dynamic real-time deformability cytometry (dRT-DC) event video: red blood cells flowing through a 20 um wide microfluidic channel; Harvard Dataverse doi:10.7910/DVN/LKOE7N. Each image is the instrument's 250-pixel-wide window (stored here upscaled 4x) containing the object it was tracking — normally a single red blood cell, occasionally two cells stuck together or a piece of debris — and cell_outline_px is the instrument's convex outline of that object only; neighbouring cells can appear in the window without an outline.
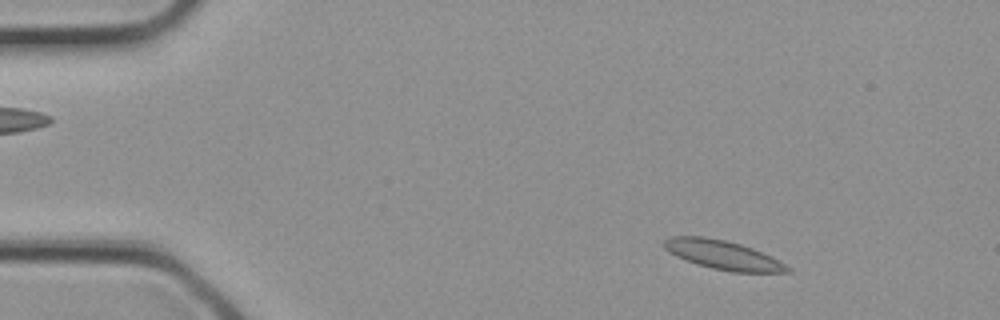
{"species": "common noctule bat (a hibernating species)", "species_latin": "Nyctalus noctula", "temperature_condition": "cold", "stored_images_in_passage": 14, "camera_frame_rate_fps": 3000, "um_per_image_px": 0.085, "animal": {"sex": "female", "body_mass_g": 21.9}, "frame": {"image": 1, "passage_image": 3, "time_ms": 0.667, "image_size_px": [1000, 320], "cell_outline_px": [[792, 272], [732, 272], [712, 268], [696, 264], [676, 256], [664, 248], [664, 240], [672, 236], [704, 236], [724, 240], [740, 244], [752, 248], [792, 268]], "centroid_in_image_um": [61.42, 21.67], "position_along_channel_um": 23.6, "area_um2": 20.52}}
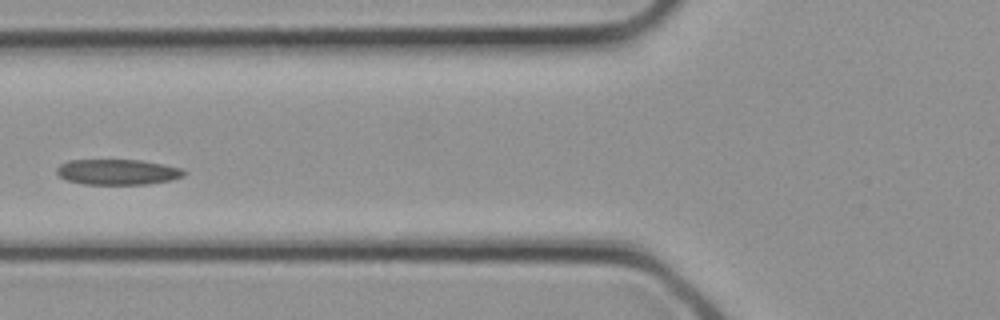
{"frame": {"image": 2, "passage_image": 11, "time_ms": 3.333, "image_size_px": [1000, 320], "cell_outline_px": [[188, 172], [184, 176], [172, 180], [148, 184], [84, 184], [68, 180], [60, 176], [56, 172], [56, 168], [60, 164], [68, 160], [140, 160], [180, 168]], "centroid_in_image_um": [10.0, 14.62], "position_along_channel_um": 115.8, "area_um2": 18.84}}
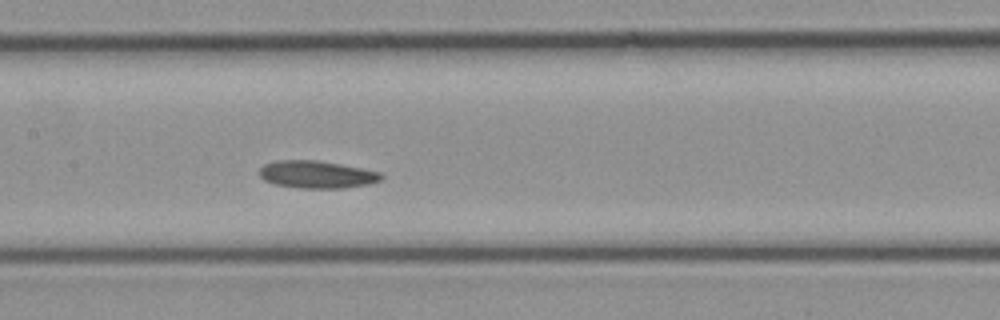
{"frame": {"image": 3, "passage_image": 14, "time_ms": 4.333, "image_size_px": [1000, 320], "cell_outline_px": [[384, 176], [380, 180], [368, 184], [344, 188], [296, 188], [276, 184], [264, 180], [260, 176], [260, 168], [264, 164], [276, 160], [316, 160], [340, 164], [380, 172]], "centroid_in_image_um": [26.91, 14.83], "position_along_channel_um": 180.5, "area_um2": 19.42}}